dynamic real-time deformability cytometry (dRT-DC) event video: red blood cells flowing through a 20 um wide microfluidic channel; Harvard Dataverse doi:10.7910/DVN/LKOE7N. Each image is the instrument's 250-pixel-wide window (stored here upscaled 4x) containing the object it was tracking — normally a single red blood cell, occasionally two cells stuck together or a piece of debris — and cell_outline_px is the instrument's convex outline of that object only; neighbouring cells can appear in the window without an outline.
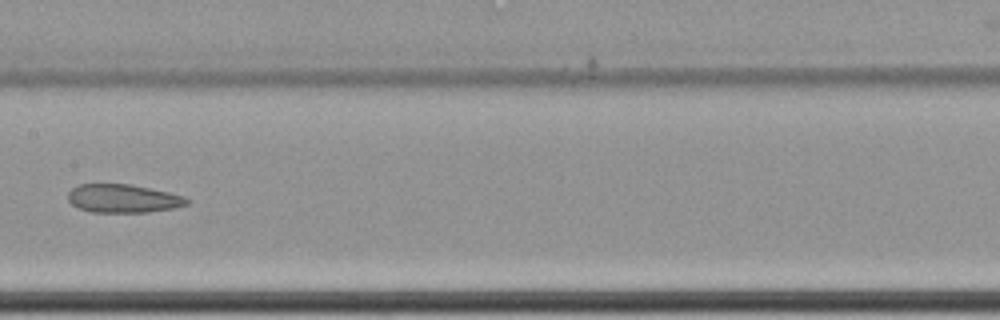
{"species": "common noctule bat (a hibernating species)", "species_latin": "Nyctalus noctula", "temperature_condition": "cold", "stored_images_in_passage": 10, "camera_frame_rate_fps": 3000, "um_per_image_px": 0.085, "animal": {"sex": "female", "body_mass_g": 22.7, "forearm_length_mm": 54.2}, "frame": {"image": 1, "passage_image": 9, "time_ms": 2.667, "image_size_px": [1000, 320], "cell_outline_px": [[188, 204], [172, 208], [148, 212], [92, 212], [80, 208], [72, 204], [68, 200], [68, 192], [72, 188], [80, 184], [132, 184], [168, 192], [184, 196], [188, 200]], "centroid_in_image_um": [10.45, 16.86], "position_along_channel_um": 197.0, "area_um2": 19.54}}
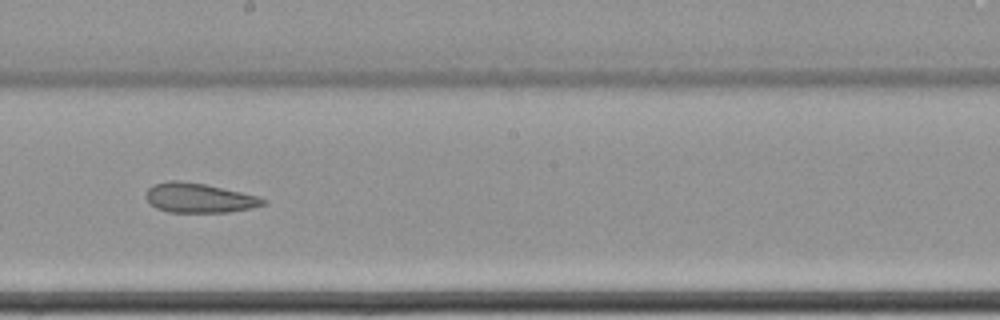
{"frame": {"image": 2, "passage_image": 10, "time_ms": 3.0, "image_size_px": [1000, 320], "cell_outline_px": [[268, 200], [264, 204], [252, 208], [228, 212], [168, 212], [156, 208], [144, 196], [148, 188], [152, 184], [168, 180], [180, 180], [204, 184], [240, 192], [256, 196]], "centroid_in_image_um": [16.87, 16.82], "position_along_channel_um": 231.3, "area_um2": 20.11}}